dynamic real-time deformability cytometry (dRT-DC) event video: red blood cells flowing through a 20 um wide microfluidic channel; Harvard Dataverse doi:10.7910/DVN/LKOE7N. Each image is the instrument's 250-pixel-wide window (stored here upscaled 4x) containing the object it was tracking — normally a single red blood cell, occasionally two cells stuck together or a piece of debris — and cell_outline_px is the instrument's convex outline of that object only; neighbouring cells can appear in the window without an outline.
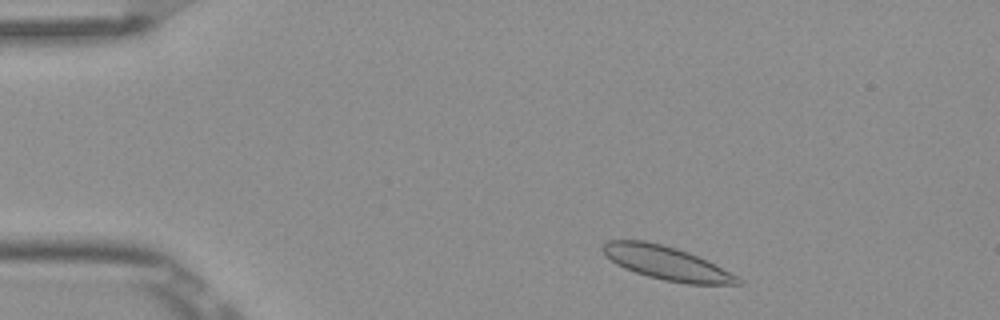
{"species": "Egyptian fruit bat (a non-hibernating species)", "species_latin": "Rousettus aegyptiacus", "temperature_condition": "room temperature", "stored_images_in_passage": 3, "camera_frame_rate_fps": 3000, "um_per_image_px": 0.085, "frame": {"image": 1, "passage_image": 1, "time_ms": 0.0, "image_size_px": [1000, 320], "cell_outline_px": [[744, 284], [688, 284], [664, 280], [648, 276], [624, 268], [616, 264], [600, 248], [608, 240], [644, 240], [676, 248], [688, 252], [736, 276]], "centroid_in_image_um": [56.6, 22.35], "position_along_channel_um": 28.4, "area_um2": 25.72}}